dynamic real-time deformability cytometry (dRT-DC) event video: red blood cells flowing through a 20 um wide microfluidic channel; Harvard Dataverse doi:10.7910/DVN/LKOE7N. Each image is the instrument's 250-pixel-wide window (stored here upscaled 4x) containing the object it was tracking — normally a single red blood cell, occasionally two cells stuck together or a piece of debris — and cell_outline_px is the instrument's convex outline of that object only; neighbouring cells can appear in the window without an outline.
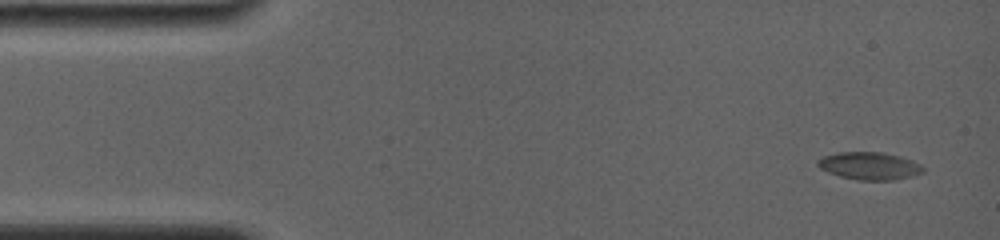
{"species": "common noctule bat (a hibernating species)", "species_latin": "Nyctalus noctula", "temperature_condition": "room temperature", "stored_images_in_passage": 18, "camera_frame_rate_fps": 4000, "um_per_image_px": 0.085, "animal": {"sex": "female", "body_mass_g": 19.0, "forearm_length_mm": 56.7}, "frame": {"image": 1, "passage_image": 1, "time_ms": 0.0, "image_size_px": [1000, 240], "cell_outline_px": [[924, 172], [912, 176], [892, 180], [856, 180], [840, 176], [828, 172], [820, 168], [816, 164], [816, 160], [824, 156], [836, 152], [880, 152], [900, 156], [912, 160], [920, 164], [924, 168]], "centroid_in_image_um": [73.89, 14.1], "position_along_channel_um": 11.1, "area_um2": 16.99}}
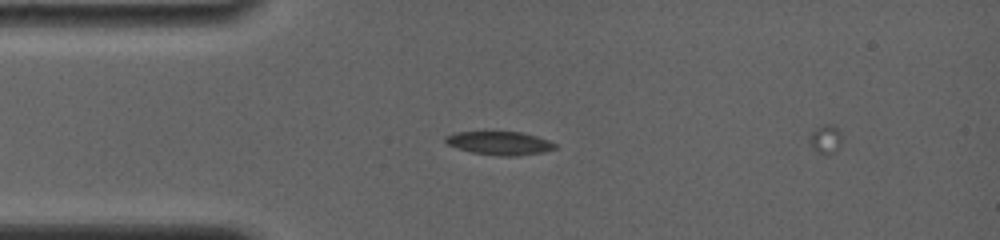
{"frame": {"image": 2, "passage_image": 16, "time_ms": 3.25, "image_size_px": [1000, 240], "cell_outline_px": [[556, 148], [544, 152], [516, 156], [500, 156], [472, 152], [448, 144], [444, 140], [444, 136], [456, 132], [484, 128], [520, 132], [536, 136], [548, 140], [556, 144]], "centroid_in_image_um": [42.42, 12.1], "position_along_channel_um": 42.6, "area_um2": 15.72}}